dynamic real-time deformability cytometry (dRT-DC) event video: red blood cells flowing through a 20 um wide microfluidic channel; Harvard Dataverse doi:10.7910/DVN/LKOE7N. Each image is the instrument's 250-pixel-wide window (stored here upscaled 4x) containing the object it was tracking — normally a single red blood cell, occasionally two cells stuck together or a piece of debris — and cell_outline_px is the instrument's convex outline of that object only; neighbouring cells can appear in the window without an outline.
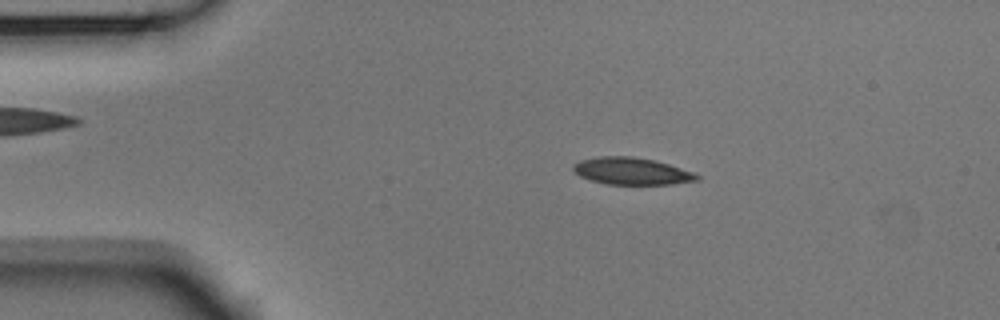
{"species": "Egyptian fruit bat (a non-hibernating species)", "species_latin": "Rousettus aegyptiacus", "temperature_condition": "room temperature", "stored_images_in_passage": 52, "camera_frame_rate_fps": 3000, "um_per_image_px": 0.085, "animal": {"sex": "male"}, "frame": {"image": 1, "passage_image": 9, "time_ms": 2.667, "image_size_px": [1000, 320], "cell_outline_px": [[700, 180], [672, 184], [608, 184], [592, 180], [580, 176], [572, 168], [572, 164], [580, 160], [600, 156], [632, 156], [656, 160], [692, 172], [700, 176]], "centroid_in_image_um": [53.69, 14.54], "position_along_channel_um": 31.3, "area_um2": 19.42}}
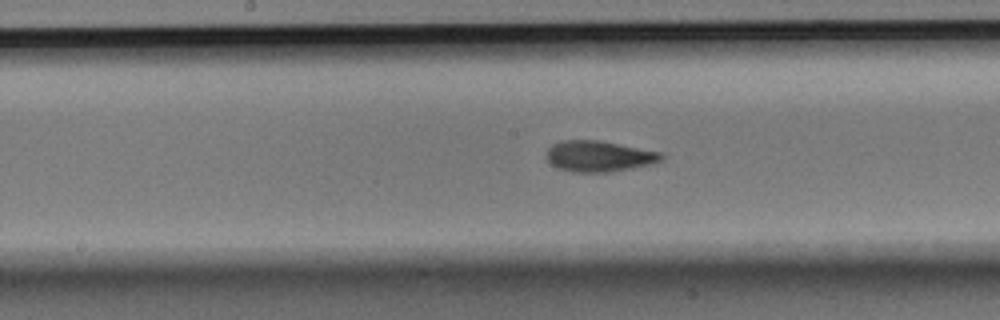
{"frame": {"image": 2, "passage_image": 26, "time_ms": 8.333, "image_size_px": [1000, 320], "cell_outline_px": [[664, 156], [660, 160], [652, 164], [612, 172], [572, 172], [560, 168], [552, 164], [548, 160], [548, 148], [552, 144], [564, 140], [600, 140], [660, 152]], "centroid_in_image_um": [50.92, 13.28], "position_along_channel_um": 197.3, "area_um2": 20.52}}
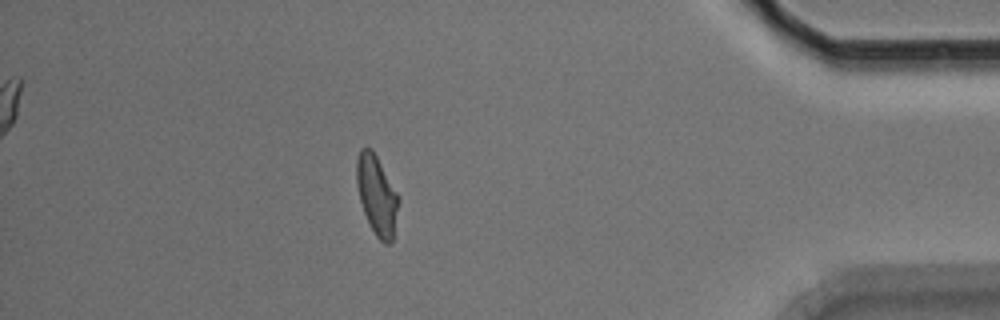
{"frame": {"image": 3, "passage_image": 46, "time_ms": 15.0, "image_size_px": [1000, 320], "cell_outline_px": [[400, 200], [392, 240], [388, 244], [384, 244], [376, 236], [364, 212], [360, 200], [356, 184], [356, 160], [360, 148], [372, 148], [396, 192]], "centroid_in_image_um": [32.01, 16.57], "position_along_channel_um": 403.2, "area_um2": 19.13}, "authors_computed_cell_mechanics": {"area_um2": 19.9699, "velocity_mm_per_s": 3.7388, "shape_relaxation_time_tau1_ms": 3.0023, "shape_relaxation_time_tau2_ms": 1.9755, "deformation_change_tau1": 0.1537, "deformation_change_tau2": 0.086}}